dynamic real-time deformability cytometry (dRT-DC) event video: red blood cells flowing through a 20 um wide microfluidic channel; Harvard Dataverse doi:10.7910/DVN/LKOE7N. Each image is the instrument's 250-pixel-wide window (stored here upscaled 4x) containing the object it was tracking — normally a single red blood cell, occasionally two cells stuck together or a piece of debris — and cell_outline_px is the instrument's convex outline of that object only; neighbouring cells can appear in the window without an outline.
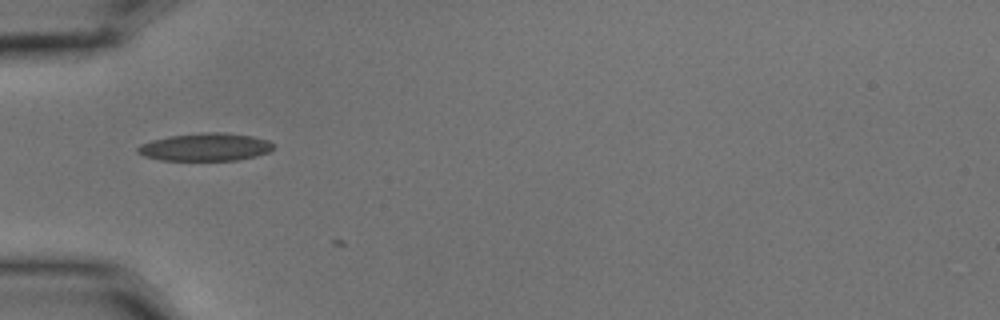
{"species": "common noctule bat (a hibernating species)", "species_latin": "Nyctalus noctula", "temperature_condition": "cold", "stored_images_in_passage": 7, "camera_frame_rate_fps": 3000, "um_per_image_px": 0.085, "animal": {"sex": "male", "body_mass_g": 15.6}, "frame": {"image": 1, "passage_image": 6, "time_ms": 1.667, "image_size_px": [1000, 320], "cell_outline_px": [[272, 148], [268, 152], [256, 156], [236, 160], [160, 160], [144, 156], [136, 152], [136, 148], [140, 144], [152, 140], [168, 136], [200, 132], [224, 132], [252, 136], [268, 140], [272, 144]], "centroid_in_image_um": [17.41, 12.49], "position_along_channel_um": 67.6, "area_um2": 22.02}}